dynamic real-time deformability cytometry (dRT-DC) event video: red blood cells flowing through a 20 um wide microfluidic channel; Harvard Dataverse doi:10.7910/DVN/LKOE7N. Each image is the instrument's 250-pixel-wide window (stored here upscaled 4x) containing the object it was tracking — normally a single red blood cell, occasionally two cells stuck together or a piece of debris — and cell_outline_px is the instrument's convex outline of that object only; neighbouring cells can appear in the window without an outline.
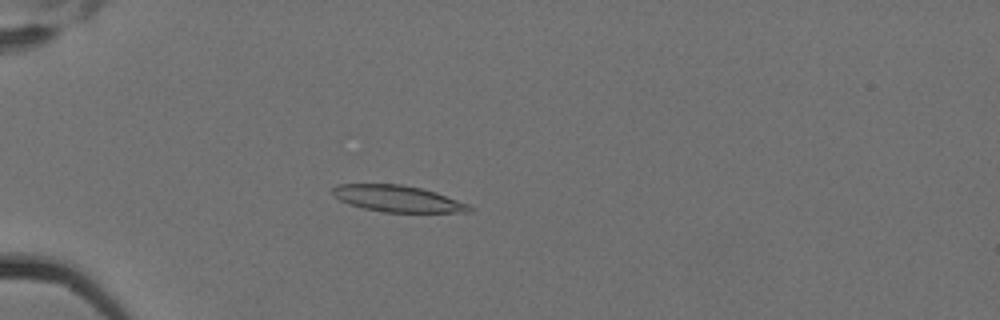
{"species": "Egyptian fruit bat (a non-hibernating species)", "species_latin": "Rousettus aegyptiacus", "temperature_condition": "cold", "stored_images_in_passage": 5, "camera_frame_rate_fps": 3000, "um_per_image_px": 0.085, "animal": {"sex": "female"}, "frame": {"image": 1, "passage_image": 4, "time_ms": 1.0, "image_size_px": [1000, 320], "cell_outline_px": [[472, 212], [384, 212], [364, 208], [348, 204], [332, 196], [332, 188], [336, 184], [400, 184], [420, 188], [436, 192], [468, 204], [472, 208]], "centroid_in_image_um": [33.76, 16.88], "position_along_channel_um": 51.2, "area_um2": 21.04}}